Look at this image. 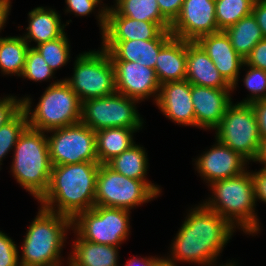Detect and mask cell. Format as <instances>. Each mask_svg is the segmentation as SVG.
<instances>
[{
  "instance_id": "13",
  "label": "cell",
  "mask_w": 266,
  "mask_h": 266,
  "mask_svg": "<svg viewBox=\"0 0 266 266\" xmlns=\"http://www.w3.org/2000/svg\"><path fill=\"white\" fill-rule=\"evenodd\" d=\"M194 160V165L201 179L208 185L218 180L236 177L250 164L240 153L233 151L215 137V143Z\"/></svg>"
},
{
  "instance_id": "19",
  "label": "cell",
  "mask_w": 266,
  "mask_h": 266,
  "mask_svg": "<svg viewBox=\"0 0 266 266\" xmlns=\"http://www.w3.org/2000/svg\"><path fill=\"white\" fill-rule=\"evenodd\" d=\"M172 37L170 30H164L156 39L102 41L101 47L108 52L111 61L137 62L155 69L160 49Z\"/></svg>"
},
{
  "instance_id": "1",
  "label": "cell",
  "mask_w": 266,
  "mask_h": 266,
  "mask_svg": "<svg viewBox=\"0 0 266 266\" xmlns=\"http://www.w3.org/2000/svg\"><path fill=\"white\" fill-rule=\"evenodd\" d=\"M187 212L174 240L170 255L164 260L174 266L178 263H194L201 266H217V259L236 229L224 218L206 208L202 203ZM221 253V254H220ZM230 260L219 266H237Z\"/></svg>"
},
{
  "instance_id": "20",
  "label": "cell",
  "mask_w": 266,
  "mask_h": 266,
  "mask_svg": "<svg viewBox=\"0 0 266 266\" xmlns=\"http://www.w3.org/2000/svg\"><path fill=\"white\" fill-rule=\"evenodd\" d=\"M164 30L154 22L138 21L121 16L114 8L106 11L102 41L152 40Z\"/></svg>"
},
{
  "instance_id": "26",
  "label": "cell",
  "mask_w": 266,
  "mask_h": 266,
  "mask_svg": "<svg viewBox=\"0 0 266 266\" xmlns=\"http://www.w3.org/2000/svg\"><path fill=\"white\" fill-rule=\"evenodd\" d=\"M142 145L133 144L128 150L110 160L107 165L125 177L152 183L147 179L149 160Z\"/></svg>"
},
{
  "instance_id": "23",
  "label": "cell",
  "mask_w": 266,
  "mask_h": 266,
  "mask_svg": "<svg viewBox=\"0 0 266 266\" xmlns=\"http://www.w3.org/2000/svg\"><path fill=\"white\" fill-rule=\"evenodd\" d=\"M187 40L172 37L159 51L155 74L160 85L186 80Z\"/></svg>"
},
{
  "instance_id": "28",
  "label": "cell",
  "mask_w": 266,
  "mask_h": 266,
  "mask_svg": "<svg viewBox=\"0 0 266 266\" xmlns=\"http://www.w3.org/2000/svg\"><path fill=\"white\" fill-rule=\"evenodd\" d=\"M28 43L20 36H0V71L3 75H16L21 77Z\"/></svg>"
},
{
  "instance_id": "35",
  "label": "cell",
  "mask_w": 266,
  "mask_h": 266,
  "mask_svg": "<svg viewBox=\"0 0 266 266\" xmlns=\"http://www.w3.org/2000/svg\"><path fill=\"white\" fill-rule=\"evenodd\" d=\"M66 9L65 13H73L75 16H88L96 10L95 8L99 7L97 10L96 20L98 21L100 34L104 32L106 26V9L101 5L97 0H65Z\"/></svg>"
},
{
  "instance_id": "22",
  "label": "cell",
  "mask_w": 266,
  "mask_h": 266,
  "mask_svg": "<svg viewBox=\"0 0 266 266\" xmlns=\"http://www.w3.org/2000/svg\"><path fill=\"white\" fill-rule=\"evenodd\" d=\"M72 22L70 19L66 24H62L60 14L51 7H35L28 13V27H26L23 39L30 44L35 42L39 44L55 40L65 33V26Z\"/></svg>"
},
{
  "instance_id": "27",
  "label": "cell",
  "mask_w": 266,
  "mask_h": 266,
  "mask_svg": "<svg viewBox=\"0 0 266 266\" xmlns=\"http://www.w3.org/2000/svg\"><path fill=\"white\" fill-rule=\"evenodd\" d=\"M225 33L230 38L234 50L244 59L251 53L253 47L264 39L253 14L240 19L227 28Z\"/></svg>"
},
{
  "instance_id": "44",
  "label": "cell",
  "mask_w": 266,
  "mask_h": 266,
  "mask_svg": "<svg viewBox=\"0 0 266 266\" xmlns=\"http://www.w3.org/2000/svg\"><path fill=\"white\" fill-rule=\"evenodd\" d=\"M11 0H0V32L4 30L11 10Z\"/></svg>"
},
{
  "instance_id": "4",
  "label": "cell",
  "mask_w": 266,
  "mask_h": 266,
  "mask_svg": "<svg viewBox=\"0 0 266 266\" xmlns=\"http://www.w3.org/2000/svg\"><path fill=\"white\" fill-rule=\"evenodd\" d=\"M38 210L24 234L20 266H64L61 253L72 230V219L42 207Z\"/></svg>"
},
{
  "instance_id": "29",
  "label": "cell",
  "mask_w": 266,
  "mask_h": 266,
  "mask_svg": "<svg viewBox=\"0 0 266 266\" xmlns=\"http://www.w3.org/2000/svg\"><path fill=\"white\" fill-rule=\"evenodd\" d=\"M114 9L121 16L154 22L163 30H170L171 24L162 16L157 0H120Z\"/></svg>"
},
{
  "instance_id": "42",
  "label": "cell",
  "mask_w": 266,
  "mask_h": 266,
  "mask_svg": "<svg viewBox=\"0 0 266 266\" xmlns=\"http://www.w3.org/2000/svg\"><path fill=\"white\" fill-rule=\"evenodd\" d=\"M252 14L256 18L264 38H266V0L255 1Z\"/></svg>"
},
{
  "instance_id": "24",
  "label": "cell",
  "mask_w": 266,
  "mask_h": 266,
  "mask_svg": "<svg viewBox=\"0 0 266 266\" xmlns=\"http://www.w3.org/2000/svg\"><path fill=\"white\" fill-rule=\"evenodd\" d=\"M72 250L67 258L68 266H119L117 246L98 244L82 239L75 231Z\"/></svg>"
},
{
  "instance_id": "11",
  "label": "cell",
  "mask_w": 266,
  "mask_h": 266,
  "mask_svg": "<svg viewBox=\"0 0 266 266\" xmlns=\"http://www.w3.org/2000/svg\"><path fill=\"white\" fill-rule=\"evenodd\" d=\"M215 137L233 151L253 162L259 151L261 137L255 113L250 104L231 103L219 126Z\"/></svg>"
},
{
  "instance_id": "47",
  "label": "cell",
  "mask_w": 266,
  "mask_h": 266,
  "mask_svg": "<svg viewBox=\"0 0 266 266\" xmlns=\"http://www.w3.org/2000/svg\"><path fill=\"white\" fill-rule=\"evenodd\" d=\"M157 266H174L170 263H167L164 259Z\"/></svg>"
},
{
  "instance_id": "18",
  "label": "cell",
  "mask_w": 266,
  "mask_h": 266,
  "mask_svg": "<svg viewBox=\"0 0 266 266\" xmlns=\"http://www.w3.org/2000/svg\"><path fill=\"white\" fill-rule=\"evenodd\" d=\"M191 99V83L187 80L174 81L160 85L155 104L172 122L195 127V114Z\"/></svg>"
},
{
  "instance_id": "17",
  "label": "cell",
  "mask_w": 266,
  "mask_h": 266,
  "mask_svg": "<svg viewBox=\"0 0 266 266\" xmlns=\"http://www.w3.org/2000/svg\"><path fill=\"white\" fill-rule=\"evenodd\" d=\"M196 42L214 62L221 76L232 87V91L237 89L245 59L234 50L225 31L203 35Z\"/></svg>"
},
{
  "instance_id": "8",
  "label": "cell",
  "mask_w": 266,
  "mask_h": 266,
  "mask_svg": "<svg viewBox=\"0 0 266 266\" xmlns=\"http://www.w3.org/2000/svg\"><path fill=\"white\" fill-rule=\"evenodd\" d=\"M161 190L159 185L125 177L107 164H100L97 174L95 206L130 211L139 205L153 201L161 195Z\"/></svg>"
},
{
  "instance_id": "30",
  "label": "cell",
  "mask_w": 266,
  "mask_h": 266,
  "mask_svg": "<svg viewBox=\"0 0 266 266\" xmlns=\"http://www.w3.org/2000/svg\"><path fill=\"white\" fill-rule=\"evenodd\" d=\"M253 0H215V15L219 31H225L240 19L252 14Z\"/></svg>"
},
{
  "instance_id": "10",
  "label": "cell",
  "mask_w": 266,
  "mask_h": 266,
  "mask_svg": "<svg viewBox=\"0 0 266 266\" xmlns=\"http://www.w3.org/2000/svg\"><path fill=\"white\" fill-rule=\"evenodd\" d=\"M138 103V100L117 92L85 100L82 102L80 122L95 132L115 127L142 129L145 121L136 107Z\"/></svg>"
},
{
  "instance_id": "3",
  "label": "cell",
  "mask_w": 266,
  "mask_h": 266,
  "mask_svg": "<svg viewBox=\"0 0 266 266\" xmlns=\"http://www.w3.org/2000/svg\"><path fill=\"white\" fill-rule=\"evenodd\" d=\"M207 186L212 195L201 202L206 208L224 217L243 234L255 236L261 231L251 170Z\"/></svg>"
},
{
  "instance_id": "34",
  "label": "cell",
  "mask_w": 266,
  "mask_h": 266,
  "mask_svg": "<svg viewBox=\"0 0 266 266\" xmlns=\"http://www.w3.org/2000/svg\"><path fill=\"white\" fill-rule=\"evenodd\" d=\"M244 67L248 69H244ZM246 74L243 78V84L249 92L248 97L242 99L239 103L251 104L257 100L266 99V71L247 65L242 66Z\"/></svg>"
},
{
  "instance_id": "38",
  "label": "cell",
  "mask_w": 266,
  "mask_h": 266,
  "mask_svg": "<svg viewBox=\"0 0 266 266\" xmlns=\"http://www.w3.org/2000/svg\"><path fill=\"white\" fill-rule=\"evenodd\" d=\"M245 63L266 71V38L259 41L246 57Z\"/></svg>"
},
{
  "instance_id": "46",
  "label": "cell",
  "mask_w": 266,
  "mask_h": 266,
  "mask_svg": "<svg viewBox=\"0 0 266 266\" xmlns=\"http://www.w3.org/2000/svg\"><path fill=\"white\" fill-rule=\"evenodd\" d=\"M97 1H98V2L101 4V6H103L106 10H109V9L114 8V7L118 4V2H119L120 0H114L115 3H114V5H111V6H108V4H104L102 0H97ZM102 3H103V4H102Z\"/></svg>"
},
{
  "instance_id": "7",
  "label": "cell",
  "mask_w": 266,
  "mask_h": 266,
  "mask_svg": "<svg viewBox=\"0 0 266 266\" xmlns=\"http://www.w3.org/2000/svg\"><path fill=\"white\" fill-rule=\"evenodd\" d=\"M72 76L64 81L77 94L81 102L102 98L116 93L114 66L102 47L89 50L75 57Z\"/></svg>"
},
{
  "instance_id": "14",
  "label": "cell",
  "mask_w": 266,
  "mask_h": 266,
  "mask_svg": "<svg viewBox=\"0 0 266 266\" xmlns=\"http://www.w3.org/2000/svg\"><path fill=\"white\" fill-rule=\"evenodd\" d=\"M218 31L215 0H184L170 27L173 37L187 41H196L203 35Z\"/></svg>"
},
{
  "instance_id": "12",
  "label": "cell",
  "mask_w": 266,
  "mask_h": 266,
  "mask_svg": "<svg viewBox=\"0 0 266 266\" xmlns=\"http://www.w3.org/2000/svg\"><path fill=\"white\" fill-rule=\"evenodd\" d=\"M46 134L52 166L98 162L95 131L85 124L79 122Z\"/></svg>"
},
{
  "instance_id": "36",
  "label": "cell",
  "mask_w": 266,
  "mask_h": 266,
  "mask_svg": "<svg viewBox=\"0 0 266 266\" xmlns=\"http://www.w3.org/2000/svg\"><path fill=\"white\" fill-rule=\"evenodd\" d=\"M19 246L0 230V266H20Z\"/></svg>"
},
{
  "instance_id": "40",
  "label": "cell",
  "mask_w": 266,
  "mask_h": 266,
  "mask_svg": "<svg viewBox=\"0 0 266 266\" xmlns=\"http://www.w3.org/2000/svg\"><path fill=\"white\" fill-rule=\"evenodd\" d=\"M256 201L266 203V169L252 171Z\"/></svg>"
},
{
  "instance_id": "33",
  "label": "cell",
  "mask_w": 266,
  "mask_h": 266,
  "mask_svg": "<svg viewBox=\"0 0 266 266\" xmlns=\"http://www.w3.org/2000/svg\"><path fill=\"white\" fill-rule=\"evenodd\" d=\"M54 73L43 56L35 48L29 47L21 78L34 82H48L50 79L56 78Z\"/></svg>"
},
{
  "instance_id": "5",
  "label": "cell",
  "mask_w": 266,
  "mask_h": 266,
  "mask_svg": "<svg viewBox=\"0 0 266 266\" xmlns=\"http://www.w3.org/2000/svg\"><path fill=\"white\" fill-rule=\"evenodd\" d=\"M12 151V176L35 200H39L48 189L52 171L46 132L28 126Z\"/></svg>"
},
{
  "instance_id": "6",
  "label": "cell",
  "mask_w": 266,
  "mask_h": 266,
  "mask_svg": "<svg viewBox=\"0 0 266 266\" xmlns=\"http://www.w3.org/2000/svg\"><path fill=\"white\" fill-rule=\"evenodd\" d=\"M21 98L30 128L48 132L81 120L82 102L64 79L50 83L34 109L30 95Z\"/></svg>"
},
{
  "instance_id": "15",
  "label": "cell",
  "mask_w": 266,
  "mask_h": 266,
  "mask_svg": "<svg viewBox=\"0 0 266 266\" xmlns=\"http://www.w3.org/2000/svg\"><path fill=\"white\" fill-rule=\"evenodd\" d=\"M112 63L117 93L136 99L140 103L153 97V103H156L160 83L155 69L137 62L112 61Z\"/></svg>"
},
{
  "instance_id": "37",
  "label": "cell",
  "mask_w": 266,
  "mask_h": 266,
  "mask_svg": "<svg viewBox=\"0 0 266 266\" xmlns=\"http://www.w3.org/2000/svg\"><path fill=\"white\" fill-rule=\"evenodd\" d=\"M22 109V98L11 94L0 97V127L11 121Z\"/></svg>"
},
{
  "instance_id": "45",
  "label": "cell",
  "mask_w": 266,
  "mask_h": 266,
  "mask_svg": "<svg viewBox=\"0 0 266 266\" xmlns=\"http://www.w3.org/2000/svg\"><path fill=\"white\" fill-rule=\"evenodd\" d=\"M253 162L262 164V168L266 169V138L261 139L258 155Z\"/></svg>"
},
{
  "instance_id": "31",
  "label": "cell",
  "mask_w": 266,
  "mask_h": 266,
  "mask_svg": "<svg viewBox=\"0 0 266 266\" xmlns=\"http://www.w3.org/2000/svg\"><path fill=\"white\" fill-rule=\"evenodd\" d=\"M30 47L35 48L43 56L45 62L54 72L70 62L71 46L66 33L55 40L39 44L38 46L30 45Z\"/></svg>"
},
{
  "instance_id": "43",
  "label": "cell",
  "mask_w": 266,
  "mask_h": 266,
  "mask_svg": "<svg viewBox=\"0 0 266 266\" xmlns=\"http://www.w3.org/2000/svg\"><path fill=\"white\" fill-rule=\"evenodd\" d=\"M163 259V256H150L144 258L133 256L125 263L124 266H157Z\"/></svg>"
},
{
  "instance_id": "25",
  "label": "cell",
  "mask_w": 266,
  "mask_h": 266,
  "mask_svg": "<svg viewBox=\"0 0 266 266\" xmlns=\"http://www.w3.org/2000/svg\"><path fill=\"white\" fill-rule=\"evenodd\" d=\"M142 129L106 128L96 131V153L99 164H107L114 157L128 150L135 140L134 133Z\"/></svg>"
},
{
  "instance_id": "21",
  "label": "cell",
  "mask_w": 266,
  "mask_h": 266,
  "mask_svg": "<svg viewBox=\"0 0 266 266\" xmlns=\"http://www.w3.org/2000/svg\"><path fill=\"white\" fill-rule=\"evenodd\" d=\"M186 80L197 86L215 89L232 88L196 41H187Z\"/></svg>"
},
{
  "instance_id": "2",
  "label": "cell",
  "mask_w": 266,
  "mask_h": 266,
  "mask_svg": "<svg viewBox=\"0 0 266 266\" xmlns=\"http://www.w3.org/2000/svg\"><path fill=\"white\" fill-rule=\"evenodd\" d=\"M98 162L52 166L40 207L70 219L95 206Z\"/></svg>"
},
{
  "instance_id": "39",
  "label": "cell",
  "mask_w": 266,
  "mask_h": 266,
  "mask_svg": "<svg viewBox=\"0 0 266 266\" xmlns=\"http://www.w3.org/2000/svg\"><path fill=\"white\" fill-rule=\"evenodd\" d=\"M162 16L172 24L178 17L184 0H157Z\"/></svg>"
},
{
  "instance_id": "32",
  "label": "cell",
  "mask_w": 266,
  "mask_h": 266,
  "mask_svg": "<svg viewBox=\"0 0 266 266\" xmlns=\"http://www.w3.org/2000/svg\"><path fill=\"white\" fill-rule=\"evenodd\" d=\"M27 127L28 118L23 109L11 121L0 127V165L7 154L14 149L17 140Z\"/></svg>"
},
{
  "instance_id": "41",
  "label": "cell",
  "mask_w": 266,
  "mask_h": 266,
  "mask_svg": "<svg viewBox=\"0 0 266 266\" xmlns=\"http://www.w3.org/2000/svg\"><path fill=\"white\" fill-rule=\"evenodd\" d=\"M255 113L261 139L266 138V99L257 100L250 104Z\"/></svg>"
},
{
  "instance_id": "16",
  "label": "cell",
  "mask_w": 266,
  "mask_h": 266,
  "mask_svg": "<svg viewBox=\"0 0 266 266\" xmlns=\"http://www.w3.org/2000/svg\"><path fill=\"white\" fill-rule=\"evenodd\" d=\"M232 92V88L215 89L191 84L195 128L215 130L228 106L234 102Z\"/></svg>"
},
{
  "instance_id": "9",
  "label": "cell",
  "mask_w": 266,
  "mask_h": 266,
  "mask_svg": "<svg viewBox=\"0 0 266 266\" xmlns=\"http://www.w3.org/2000/svg\"><path fill=\"white\" fill-rule=\"evenodd\" d=\"M130 213L121 208L94 206L72 220V231L86 241L120 248L131 232Z\"/></svg>"
}]
</instances>
